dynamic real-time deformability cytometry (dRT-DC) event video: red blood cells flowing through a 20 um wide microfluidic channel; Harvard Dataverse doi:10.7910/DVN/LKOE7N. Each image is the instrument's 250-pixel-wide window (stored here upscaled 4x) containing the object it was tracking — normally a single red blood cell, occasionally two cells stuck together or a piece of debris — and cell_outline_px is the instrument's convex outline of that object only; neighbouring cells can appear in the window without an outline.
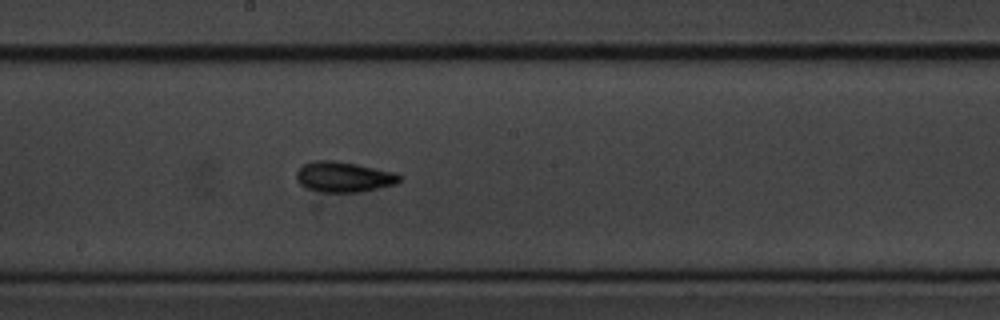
{"species": "common noctule bat (a hibernating species)", "species_latin": "Nyctalus noctula", "temperature_condition": "cold", "stored_images_in_passage": 41, "camera_frame_rate_fps": 3000, "um_per_image_px": 0.085, "animal": {"sex": "male", "body_mass_g": 20.1, "forearm_length_mm": 53.5}, "frame": {"image": 1, "passage_image": 17, "time_ms": 5.333, "image_size_px": [1000, 320], "cell_outline_px": [[400, 180], [396, 184], [320, 208], [316, 208], [312, 204], [296, 180], [296, 172], [304, 164], [316, 160], [332, 160], [356, 164], [396, 172], [400, 176]], "centroid_in_image_um": [28.98, 15.39], "position_along_channel_um": 219.2, "area_um2": 23.12}}
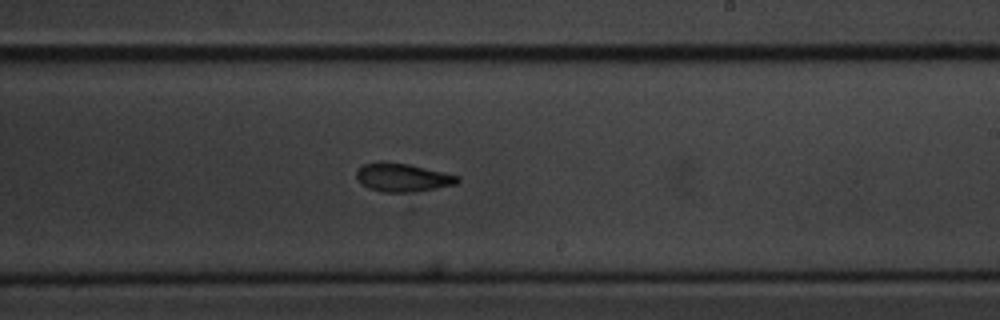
{"frame": {"image": 2, "passage_image": 20, "time_ms": 6.333, "image_size_px": [1000, 320], "cell_outline_px": [[460, 180], [456, 184], [404, 196], [400, 196], [368, 188], [356, 176], [356, 172], [364, 164], [376, 160], [384, 160], [408, 164], [444, 172], [460, 176]], "centroid_in_image_um": [34.25, 15.12], "position_along_channel_um": 254.7, "area_um2": 17.57}}
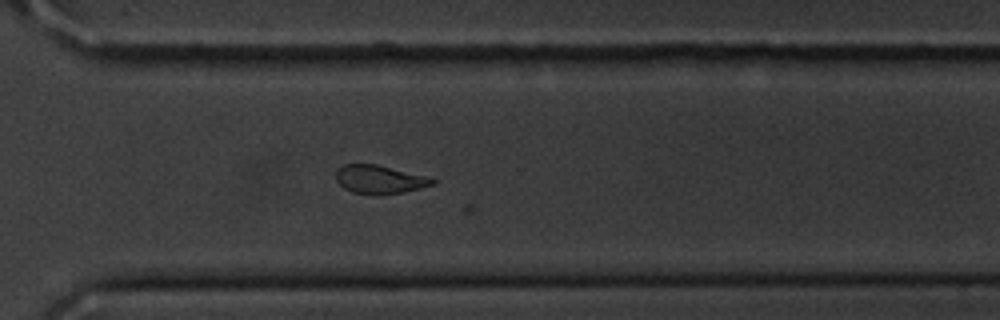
{"frame": {"image": 3, "passage_image": 27, "time_ms": 8.667, "image_size_px": [1000, 320], "cell_outline_px": [[436, 184], [404, 192], [352, 192], [344, 188], [336, 180], [336, 168], [344, 164], [376, 164], [424, 176], [436, 180]], "centroid_in_image_um": [32.23, 15.21], "position_along_channel_um": 338.4, "area_um2": 15.32}}